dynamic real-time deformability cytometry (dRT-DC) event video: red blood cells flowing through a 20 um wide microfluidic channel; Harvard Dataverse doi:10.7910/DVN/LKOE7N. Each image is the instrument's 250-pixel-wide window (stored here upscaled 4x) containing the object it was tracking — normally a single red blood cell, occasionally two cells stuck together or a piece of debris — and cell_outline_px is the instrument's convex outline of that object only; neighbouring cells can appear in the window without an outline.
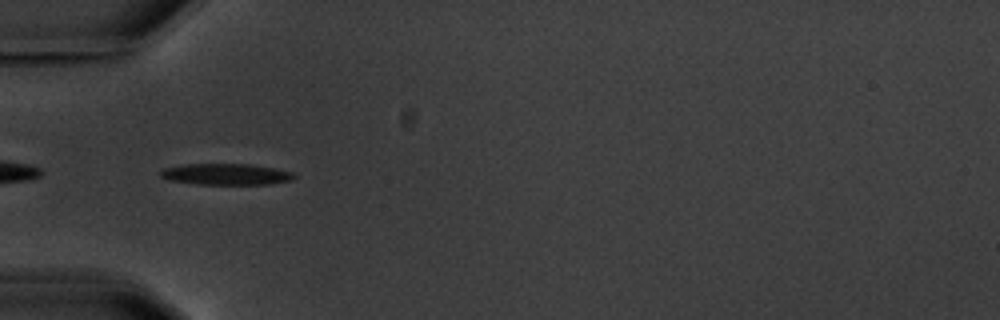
{"species": "common noctule bat (a hibernating species)", "species_latin": "Nyctalus noctula", "temperature_condition": "warm", "stored_images_in_passage": 11, "camera_frame_rate_fps": 3000, "um_per_image_px": 0.085, "animal": {"sex": "male", "body_mass_g": 20.1, "forearm_length_mm": 53.5}, "frame": {"image": 1, "passage_image": 5, "time_ms": 5.667, "image_size_px": [1000, 320], "cell_outline_px": [[296, 176], [292, 180], [268, 184], [196, 184], [172, 180], [160, 176], [160, 172], [164, 168], [184, 164], [248, 164], [272, 168], [292, 172]], "centroid_in_image_um": [19.21, 14.81], "position_along_channel_um": 65.8, "area_um2": 16.3}}